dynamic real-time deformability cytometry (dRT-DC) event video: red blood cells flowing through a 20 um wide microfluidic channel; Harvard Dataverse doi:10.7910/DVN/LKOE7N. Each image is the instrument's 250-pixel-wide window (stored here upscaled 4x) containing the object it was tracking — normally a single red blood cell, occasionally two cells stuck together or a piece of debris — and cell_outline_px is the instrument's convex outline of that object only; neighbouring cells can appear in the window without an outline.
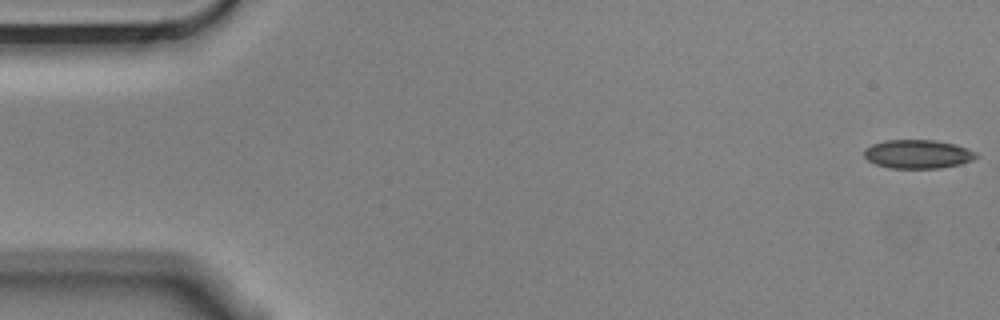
{"species": "Egyptian fruit bat (a non-hibernating species)", "species_latin": "Rousettus aegyptiacus", "temperature_condition": "cold", "stored_images_in_passage": 6, "camera_frame_rate_fps": 3000, "um_per_image_px": 0.085, "animal": {"sex": "male"}, "frame": {"image": 1, "passage_image": 1, "time_ms": 0.0, "image_size_px": [1000, 320], "cell_outline_px": [[980, 156], [972, 160], [960, 164], [940, 168], [888, 168], [876, 164], [868, 160], [864, 156], [864, 148], [872, 144], [884, 140], [936, 140], [956, 144], [968, 148], [976, 152]], "centroid_in_image_um": [78.03, 13.09], "position_along_channel_um": 7.0, "area_um2": 18.96}}
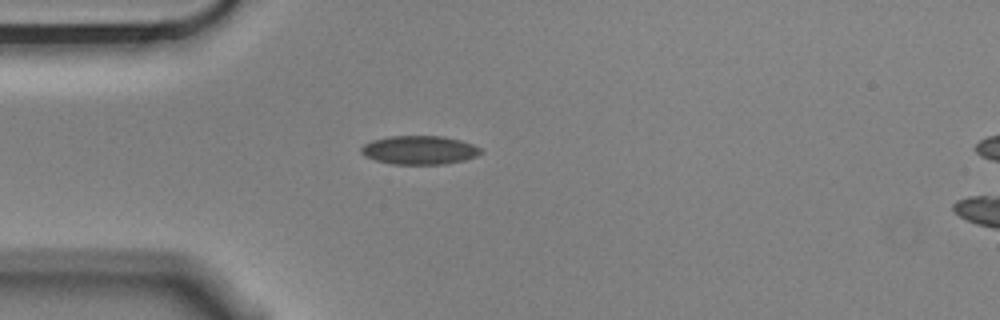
{"frame": {"image": 2, "passage_image": 5, "time_ms": 1.333, "image_size_px": [1000, 320], "cell_outline_px": [[484, 152], [476, 156], [464, 160], [444, 164], [392, 164], [376, 160], [364, 156], [360, 152], [360, 148], [364, 144], [372, 140], [388, 136], [440, 136], [460, 140], [472, 144], [480, 148]], "centroid_in_image_um": [35.63, 12.75], "position_along_channel_um": 49.4, "area_um2": 20.0}}